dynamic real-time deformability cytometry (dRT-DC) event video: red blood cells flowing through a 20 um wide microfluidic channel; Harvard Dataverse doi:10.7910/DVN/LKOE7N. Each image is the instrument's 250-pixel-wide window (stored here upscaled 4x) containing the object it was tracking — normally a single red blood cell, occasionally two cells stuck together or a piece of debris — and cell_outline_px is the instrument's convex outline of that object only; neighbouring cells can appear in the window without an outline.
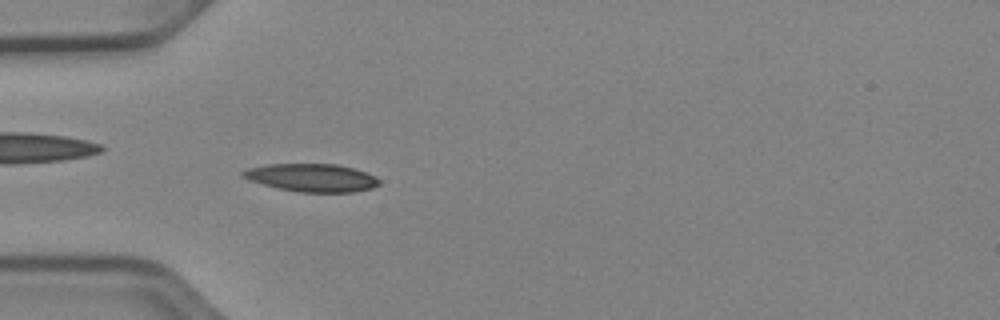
{"species": "Egyptian fruit bat (a non-hibernating species)", "species_latin": "Rousettus aegyptiacus", "temperature_condition": "cold", "stored_images_in_passage": 41, "camera_frame_rate_fps": 3000, "um_per_image_px": 0.085, "animal": {"sex": "female"}, "frame": {"image": 1, "passage_image": 8, "time_ms": 2.333, "image_size_px": [1000, 320], "cell_outline_px": [[380, 184], [372, 188], [352, 192], [300, 192], [280, 188], [264, 184], [240, 176], [240, 172], [248, 168], [268, 164], [336, 164], [352, 168], [376, 176], [380, 180]], "centroid_in_image_um": [26.52, 15.1], "position_along_channel_um": 58.5, "area_um2": 21.96}}
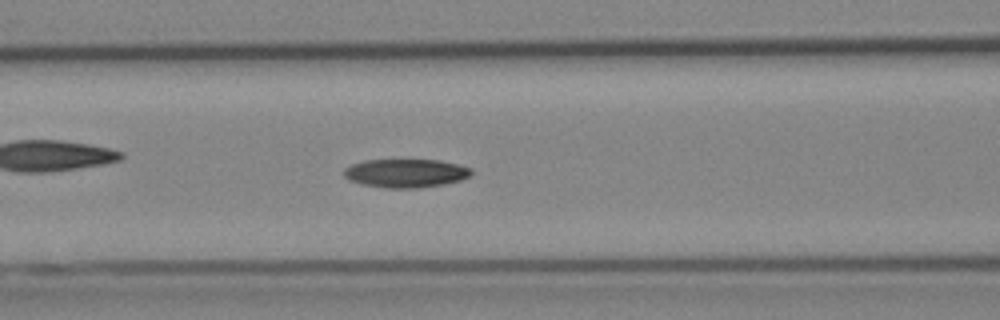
{"frame": {"image": 2, "passage_image": 14, "time_ms": 4.333, "image_size_px": [1000, 320], "cell_outline_px": [[472, 176], [460, 180], [444, 184], [420, 188], [384, 188], [364, 184], [348, 180], [344, 176], [344, 168], [352, 164], [364, 160], [440, 160], [472, 168]], "centroid_in_image_um": [34.5, 14.72], "position_along_channel_um": 132.1, "area_um2": 21.27}}
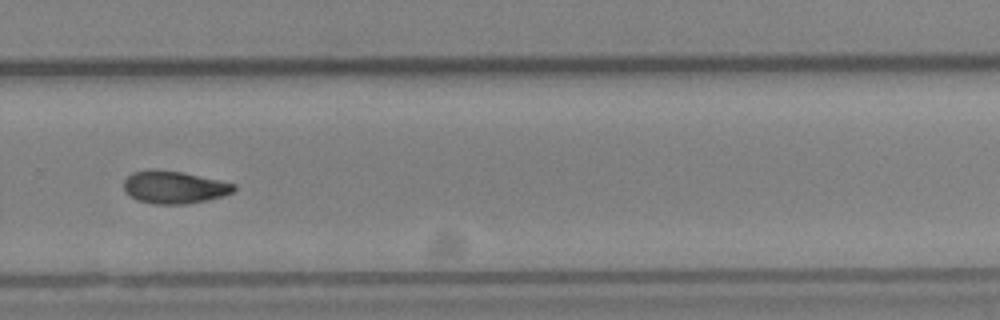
{"frame": {"image": 3, "passage_image": 28, "time_ms": 9.0, "image_size_px": [1000, 320], "cell_outline_px": [[236, 188], [232, 192], [220, 196], [188, 204], [152, 204], [136, 200], [124, 188], [124, 180], [132, 172], [180, 172], [220, 180], [236, 184]], "centroid_in_image_um": [14.83, 15.95], "position_along_channel_um": 315.0, "area_um2": 20.06}, "authors_computed_cell_mechanics": {"area_um2": 21.2704, "velocity_mm_per_s": 3.935, "shape_relaxation_time_tau1_ms": 7.409, "shape_relaxation_time_tau2_ms": null, "deformation_change_tau1": 0.1774, "deformation_change_tau2": null}}